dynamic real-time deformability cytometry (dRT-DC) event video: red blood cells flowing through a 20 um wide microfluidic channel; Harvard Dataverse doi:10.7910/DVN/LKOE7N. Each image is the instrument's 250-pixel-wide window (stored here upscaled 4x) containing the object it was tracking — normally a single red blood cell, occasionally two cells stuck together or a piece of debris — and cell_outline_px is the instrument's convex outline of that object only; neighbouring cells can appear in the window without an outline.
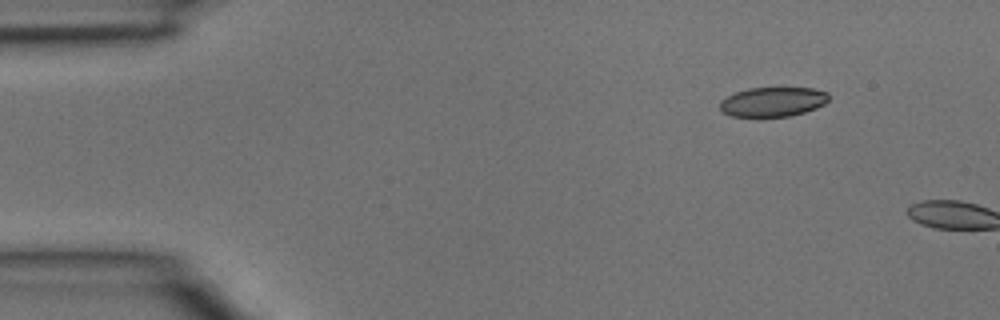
{"species": "common noctule bat (a hibernating species)", "species_latin": "Nyctalus noctula", "temperature_condition": "room temperature", "stored_images_in_passage": 2, "camera_frame_rate_fps": 3000, "um_per_image_px": 0.085, "animal": {"sex": "male", "body_mass_g": 15.6}, "frame": {"image": 1, "passage_image": 1, "time_ms": 0.0, "image_size_px": [1000, 320], "cell_outline_px": [[828, 100], [824, 104], [816, 108], [804, 112], [788, 116], [732, 116], [720, 112], [720, 100], [736, 92], [748, 88], [812, 88], [828, 92]], "centroid_in_image_um": [65.67, 8.65], "position_along_channel_um": 19.3, "area_um2": 18.61}}